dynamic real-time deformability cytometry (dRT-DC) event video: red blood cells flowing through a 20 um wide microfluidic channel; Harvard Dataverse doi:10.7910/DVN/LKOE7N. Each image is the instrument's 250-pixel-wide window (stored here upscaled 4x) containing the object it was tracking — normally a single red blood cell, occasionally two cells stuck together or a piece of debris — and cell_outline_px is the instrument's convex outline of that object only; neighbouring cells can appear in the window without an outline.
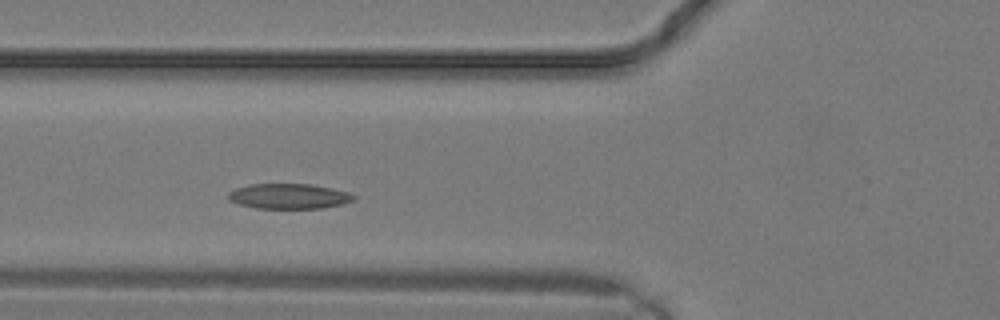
{"species": "common noctule bat (a hibernating species)", "species_latin": "Nyctalus noctula", "temperature_condition": "warm", "stored_images_in_passage": 9, "camera_frame_rate_fps": 3000, "um_per_image_px": 0.085, "animal": {"sex": "male", "body_mass_g": 19.2, "forearm_length_mm": 51.8}, "frame": {"image": 1, "passage_image": 6, "time_ms": 1.667, "image_size_px": [1000, 320], "cell_outline_px": [[356, 196], [352, 200], [344, 204], [320, 208], [256, 208], [240, 204], [228, 200], [228, 192], [236, 188], [248, 184], [312, 184], [332, 188], [348, 192]], "centroid_in_image_um": [24.54, 16.67], "position_along_channel_um": 101.3, "area_um2": 18.38}}
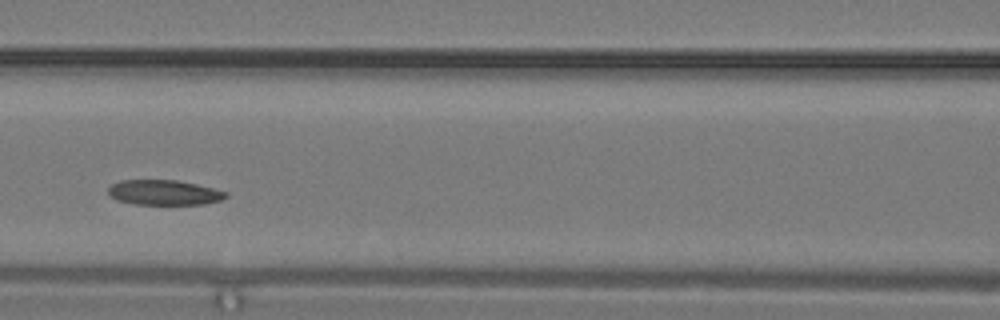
{"frame": {"image": 2, "passage_image": 8, "time_ms": 2.333, "image_size_px": [1000, 320], "cell_outline_px": [[228, 196], [220, 200], [204, 204], [132, 204], [116, 200], [108, 192], [108, 188], [112, 184], [120, 180], [176, 180], [196, 184], [228, 192]], "centroid_in_image_um": [13.93, 16.36], "position_along_channel_um": 152.7, "area_um2": 17.11}}